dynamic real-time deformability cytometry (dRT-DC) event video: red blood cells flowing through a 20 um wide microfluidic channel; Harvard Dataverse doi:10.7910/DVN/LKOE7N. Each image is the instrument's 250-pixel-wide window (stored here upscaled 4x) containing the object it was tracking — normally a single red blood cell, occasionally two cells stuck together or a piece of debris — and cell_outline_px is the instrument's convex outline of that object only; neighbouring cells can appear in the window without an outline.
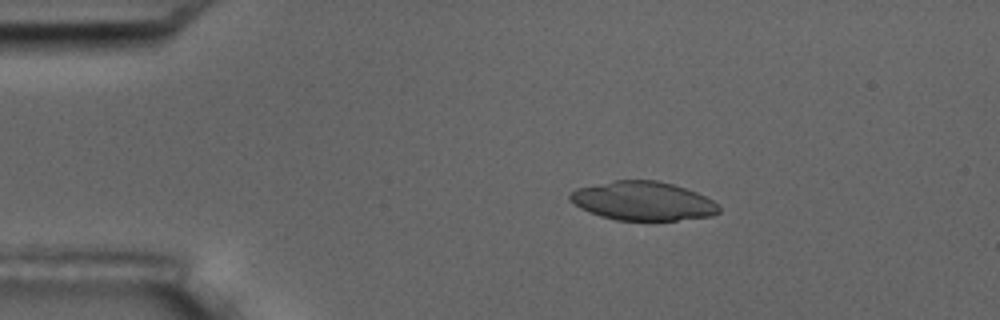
{"species": "common noctule bat (a hibernating species)", "species_latin": "Nyctalus noctula", "temperature_condition": "room temperature", "stored_images_in_passage": 6, "camera_frame_rate_fps": 3000, "um_per_image_px": 0.085, "animal": {"sex": "male", "body_mass_g": 17.5, "forearm_length_mm": 52.3}, "frame": {"image": 1, "passage_image": 2, "time_ms": 2.0, "image_size_px": [1000, 320], "cell_outline_px": [[720, 212], [712, 216], [676, 220], [616, 220], [600, 216], [580, 208], [568, 200], [568, 192], [576, 188], [616, 180], [656, 180], [672, 184], [696, 192], [712, 200], [720, 208]], "centroid_in_image_um": [54.6, 17.08], "position_along_channel_um": 30.4, "area_um2": 33.7}}